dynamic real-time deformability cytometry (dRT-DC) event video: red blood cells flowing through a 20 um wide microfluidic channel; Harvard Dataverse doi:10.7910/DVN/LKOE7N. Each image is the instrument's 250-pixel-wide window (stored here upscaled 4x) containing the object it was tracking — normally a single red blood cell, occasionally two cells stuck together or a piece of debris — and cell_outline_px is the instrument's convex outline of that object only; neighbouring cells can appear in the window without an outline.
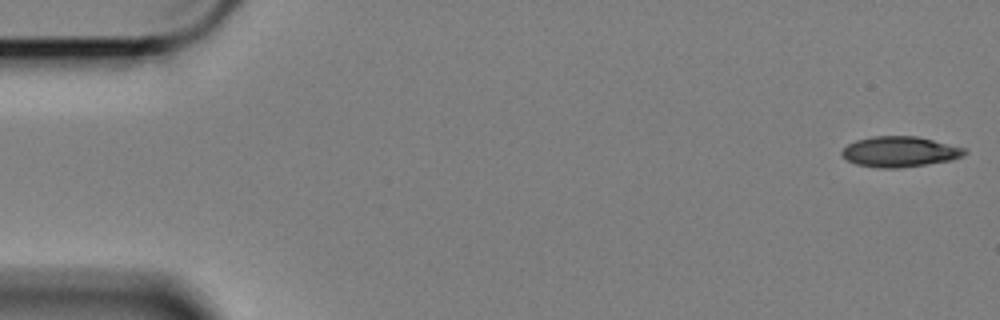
{"species": "Egyptian fruit bat (a non-hibernating species)", "species_latin": "Rousettus aegyptiacus", "temperature_condition": "cold", "stored_images_in_passage": 15, "camera_frame_rate_fps": 3000, "um_per_image_px": 0.085, "animal": {"sex": "female"}, "frame": {"image": 1, "passage_image": 1, "time_ms": 0.0, "image_size_px": [1000, 320], "cell_outline_px": [[968, 152], [964, 156], [952, 160], [900, 168], [876, 168], [856, 164], [840, 156], [840, 152], [848, 144], [856, 140], [872, 136], [916, 136], [964, 148]], "centroid_in_image_um": [76.45, 12.9], "position_along_channel_um": 8.5, "area_um2": 21.85}}
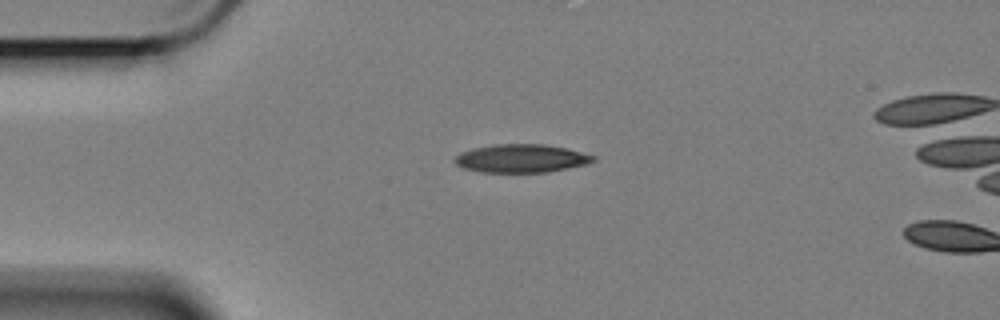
{"frame": {"image": 2, "passage_image": 13, "time_ms": 4.0, "image_size_px": [1000, 320], "cell_outline_px": [[596, 160], [588, 164], [548, 172], [480, 172], [464, 168], [456, 164], [452, 160], [460, 152], [472, 148], [496, 144], [544, 144], [568, 148], [596, 156]], "centroid_in_image_um": [44.32, 13.46], "position_along_channel_um": 40.7, "area_um2": 23.0}}